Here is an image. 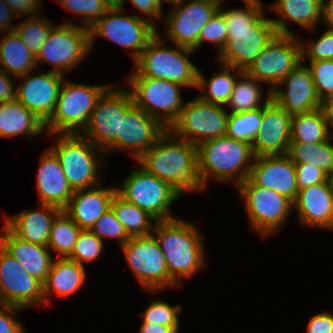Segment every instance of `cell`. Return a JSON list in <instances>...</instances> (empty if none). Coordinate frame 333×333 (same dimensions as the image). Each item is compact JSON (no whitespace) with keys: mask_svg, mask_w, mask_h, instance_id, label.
Wrapping results in <instances>:
<instances>
[{"mask_svg":"<svg viewBox=\"0 0 333 333\" xmlns=\"http://www.w3.org/2000/svg\"><path fill=\"white\" fill-rule=\"evenodd\" d=\"M9 74L0 69V103H7L16 99L13 83Z\"/></svg>","mask_w":333,"mask_h":333,"instance_id":"f5cc1de1","label":"cell"},{"mask_svg":"<svg viewBox=\"0 0 333 333\" xmlns=\"http://www.w3.org/2000/svg\"><path fill=\"white\" fill-rule=\"evenodd\" d=\"M134 105L161 121L168 129L178 118L184 104L180 96L181 85L164 79L142 77L137 71L128 76ZM164 111L166 115L162 118Z\"/></svg>","mask_w":333,"mask_h":333,"instance_id":"30bf717a","label":"cell"},{"mask_svg":"<svg viewBox=\"0 0 333 333\" xmlns=\"http://www.w3.org/2000/svg\"><path fill=\"white\" fill-rule=\"evenodd\" d=\"M121 247L129 267L148 291L177 285L168 274L165 256L154 235L130 237Z\"/></svg>","mask_w":333,"mask_h":333,"instance_id":"5bb4252c","label":"cell"},{"mask_svg":"<svg viewBox=\"0 0 333 333\" xmlns=\"http://www.w3.org/2000/svg\"><path fill=\"white\" fill-rule=\"evenodd\" d=\"M45 129V123L17 99L0 103V137L26 134L36 136Z\"/></svg>","mask_w":333,"mask_h":333,"instance_id":"f1b7e54d","label":"cell"},{"mask_svg":"<svg viewBox=\"0 0 333 333\" xmlns=\"http://www.w3.org/2000/svg\"><path fill=\"white\" fill-rule=\"evenodd\" d=\"M179 327L142 323L139 333H178Z\"/></svg>","mask_w":333,"mask_h":333,"instance_id":"9f6ffc18","label":"cell"},{"mask_svg":"<svg viewBox=\"0 0 333 333\" xmlns=\"http://www.w3.org/2000/svg\"><path fill=\"white\" fill-rule=\"evenodd\" d=\"M129 90L107 88L98 98L90 120L83 130L92 144L101 152L120 149L121 117L134 105Z\"/></svg>","mask_w":333,"mask_h":333,"instance_id":"52a82bcc","label":"cell"},{"mask_svg":"<svg viewBox=\"0 0 333 333\" xmlns=\"http://www.w3.org/2000/svg\"><path fill=\"white\" fill-rule=\"evenodd\" d=\"M326 1V3L324 2ZM321 17L328 28L333 29V0H322Z\"/></svg>","mask_w":333,"mask_h":333,"instance_id":"680465c9","label":"cell"},{"mask_svg":"<svg viewBox=\"0 0 333 333\" xmlns=\"http://www.w3.org/2000/svg\"><path fill=\"white\" fill-rule=\"evenodd\" d=\"M122 184L121 190L117 188V194L125 201L145 210L155 222L174 218L168 210L179 196L168 182L147 173L140 166L131 172Z\"/></svg>","mask_w":333,"mask_h":333,"instance_id":"9c48e42d","label":"cell"},{"mask_svg":"<svg viewBox=\"0 0 333 333\" xmlns=\"http://www.w3.org/2000/svg\"><path fill=\"white\" fill-rule=\"evenodd\" d=\"M61 135V136H60ZM57 146L50 149L58 157L65 177L72 189H87L93 183L100 186L97 181L99 160L96 159L92 144L81 134H60ZM93 147V148H92ZM98 182V183H97Z\"/></svg>","mask_w":333,"mask_h":333,"instance_id":"9a60e30c","label":"cell"},{"mask_svg":"<svg viewBox=\"0 0 333 333\" xmlns=\"http://www.w3.org/2000/svg\"><path fill=\"white\" fill-rule=\"evenodd\" d=\"M103 249V241L91 230H81L71 255L68 257L83 265L82 261L90 262L99 257Z\"/></svg>","mask_w":333,"mask_h":333,"instance_id":"60d3db41","label":"cell"},{"mask_svg":"<svg viewBox=\"0 0 333 333\" xmlns=\"http://www.w3.org/2000/svg\"><path fill=\"white\" fill-rule=\"evenodd\" d=\"M106 89V86L64 82L55 111L45 123V127L52 134H79L77 128L81 131L86 128L98 98Z\"/></svg>","mask_w":333,"mask_h":333,"instance_id":"8992f818","label":"cell"},{"mask_svg":"<svg viewBox=\"0 0 333 333\" xmlns=\"http://www.w3.org/2000/svg\"><path fill=\"white\" fill-rule=\"evenodd\" d=\"M11 12L9 6L3 0H0V31H4L6 28L9 32L15 31L16 27L11 28Z\"/></svg>","mask_w":333,"mask_h":333,"instance_id":"11a10c76","label":"cell"},{"mask_svg":"<svg viewBox=\"0 0 333 333\" xmlns=\"http://www.w3.org/2000/svg\"><path fill=\"white\" fill-rule=\"evenodd\" d=\"M91 231L102 240L105 237H115L123 246L129 236L123 228L122 224L117 220V217L112 208L108 209L95 223Z\"/></svg>","mask_w":333,"mask_h":333,"instance_id":"f6af8a7d","label":"cell"},{"mask_svg":"<svg viewBox=\"0 0 333 333\" xmlns=\"http://www.w3.org/2000/svg\"><path fill=\"white\" fill-rule=\"evenodd\" d=\"M137 161L147 173L168 182L178 196L206 187L200 175L197 146L169 129Z\"/></svg>","mask_w":333,"mask_h":333,"instance_id":"7a4b0ae2","label":"cell"},{"mask_svg":"<svg viewBox=\"0 0 333 333\" xmlns=\"http://www.w3.org/2000/svg\"><path fill=\"white\" fill-rule=\"evenodd\" d=\"M328 181L333 192V172L328 176Z\"/></svg>","mask_w":333,"mask_h":333,"instance_id":"94428289","label":"cell"},{"mask_svg":"<svg viewBox=\"0 0 333 333\" xmlns=\"http://www.w3.org/2000/svg\"><path fill=\"white\" fill-rule=\"evenodd\" d=\"M166 130V126L161 121L133 105L121 117L120 149H130L137 160Z\"/></svg>","mask_w":333,"mask_h":333,"instance_id":"603a6c76","label":"cell"},{"mask_svg":"<svg viewBox=\"0 0 333 333\" xmlns=\"http://www.w3.org/2000/svg\"><path fill=\"white\" fill-rule=\"evenodd\" d=\"M58 2L73 13L84 15L83 23L87 28H90L109 10L103 0H58Z\"/></svg>","mask_w":333,"mask_h":333,"instance_id":"b9f144b4","label":"cell"},{"mask_svg":"<svg viewBox=\"0 0 333 333\" xmlns=\"http://www.w3.org/2000/svg\"><path fill=\"white\" fill-rule=\"evenodd\" d=\"M43 154L38 168L37 188L41 204L53 205L64 209L74 190L68 183L60 161L49 149Z\"/></svg>","mask_w":333,"mask_h":333,"instance_id":"cb8c5ba5","label":"cell"},{"mask_svg":"<svg viewBox=\"0 0 333 333\" xmlns=\"http://www.w3.org/2000/svg\"><path fill=\"white\" fill-rule=\"evenodd\" d=\"M0 246L13 256L34 278L45 282L53 261L47 246L24 241L6 225L0 235Z\"/></svg>","mask_w":333,"mask_h":333,"instance_id":"4316f807","label":"cell"},{"mask_svg":"<svg viewBox=\"0 0 333 333\" xmlns=\"http://www.w3.org/2000/svg\"><path fill=\"white\" fill-rule=\"evenodd\" d=\"M90 49L89 28L77 27L71 22L52 27L45 43L35 56L37 66L46 61L55 66L54 72L64 74L73 69Z\"/></svg>","mask_w":333,"mask_h":333,"instance_id":"4fadbf2b","label":"cell"},{"mask_svg":"<svg viewBox=\"0 0 333 333\" xmlns=\"http://www.w3.org/2000/svg\"><path fill=\"white\" fill-rule=\"evenodd\" d=\"M307 329L308 333H333V315L324 312L313 316Z\"/></svg>","mask_w":333,"mask_h":333,"instance_id":"f907efd6","label":"cell"},{"mask_svg":"<svg viewBox=\"0 0 333 333\" xmlns=\"http://www.w3.org/2000/svg\"><path fill=\"white\" fill-rule=\"evenodd\" d=\"M281 15L280 19H272L278 34H292L286 23V18L312 29L321 18L322 0H278L274 8ZM286 17V18H285Z\"/></svg>","mask_w":333,"mask_h":333,"instance_id":"4dcf8cb0","label":"cell"},{"mask_svg":"<svg viewBox=\"0 0 333 333\" xmlns=\"http://www.w3.org/2000/svg\"><path fill=\"white\" fill-rule=\"evenodd\" d=\"M0 39V63L7 74L21 77L36 67L35 55L24 45L18 34L8 32ZM4 68V69H3Z\"/></svg>","mask_w":333,"mask_h":333,"instance_id":"1f68e13d","label":"cell"},{"mask_svg":"<svg viewBox=\"0 0 333 333\" xmlns=\"http://www.w3.org/2000/svg\"><path fill=\"white\" fill-rule=\"evenodd\" d=\"M292 118L272 99V91L263 104L262 125L252 142L255 156L285 155L291 143Z\"/></svg>","mask_w":333,"mask_h":333,"instance_id":"d6986e66","label":"cell"},{"mask_svg":"<svg viewBox=\"0 0 333 333\" xmlns=\"http://www.w3.org/2000/svg\"><path fill=\"white\" fill-rule=\"evenodd\" d=\"M294 34H277L255 58L246 72L258 82H268L271 91L302 62V43Z\"/></svg>","mask_w":333,"mask_h":333,"instance_id":"7c38bea8","label":"cell"},{"mask_svg":"<svg viewBox=\"0 0 333 333\" xmlns=\"http://www.w3.org/2000/svg\"><path fill=\"white\" fill-rule=\"evenodd\" d=\"M294 164H310L328 176L333 172V144L330 137L317 143H290L286 154Z\"/></svg>","mask_w":333,"mask_h":333,"instance_id":"d6a6232c","label":"cell"},{"mask_svg":"<svg viewBox=\"0 0 333 333\" xmlns=\"http://www.w3.org/2000/svg\"><path fill=\"white\" fill-rule=\"evenodd\" d=\"M241 81H236L233 91L228 101V106L231 107L230 113L247 112L262 108L260 101L262 94L259 84L254 77H251L246 71L238 69Z\"/></svg>","mask_w":333,"mask_h":333,"instance_id":"d590c367","label":"cell"},{"mask_svg":"<svg viewBox=\"0 0 333 333\" xmlns=\"http://www.w3.org/2000/svg\"><path fill=\"white\" fill-rule=\"evenodd\" d=\"M320 109L324 115V119L327 125L333 127V95L321 100Z\"/></svg>","mask_w":333,"mask_h":333,"instance_id":"6f0895ef","label":"cell"},{"mask_svg":"<svg viewBox=\"0 0 333 333\" xmlns=\"http://www.w3.org/2000/svg\"><path fill=\"white\" fill-rule=\"evenodd\" d=\"M251 157H255L252 144L227 135L206 140L197 146L199 170L205 186L210 174L221 181L230 180L233 176L239 175L235 179L238 186L249 176L253 165V162L249 163ZM244 164H247L246 168Z\"/></svg>","mask_w":333,"mask_h":333,"instance_id":"277c9868","label":"cell"},{"mask_svg":"<svg viewBox=\"0 0 333 333\" xmlns=\"http://www.w3.org/2000/svg\"><path fill=\"white\" fill-rule=\"evenodd\" d=\"M152 232L162 250L170 278L178 285V278H188L204 265L201 235L193 224L176 218L154 222Z\"/></svg>","mask_w":333,"mask_h":333,"instance_id":"3957f363","label":"cell"},{"mask_svg":"<svg viewBox=\"0 0 333 333\" xmlns=\"http://www.w3.org/2000/svg\"><path fill=\"white\" fill-rule=\"evenodd\" d=\"M228 28L224 15L218 10L217 13L201 29L198 37V47L203 41H210L218 45L220 52L227 43Z\"/></svg>","mask_w":333,"mask_h":333,"instance_id":"bcb514c9","label":"cell"},{"mask_svg":"<svg viewBox=\"0 0 333 333\" xmlns=\"http://www.w3.org/2000/svg\"><path fill=\"white\" fill-rule=\"evenodd\" d=\"M0 306V333H25L20 322L13 319L15 312L21 307L1 304ZM6 311V312H5ZM8 314L10 315H7Z\"/></svg>","mask_w":333,"mask_h":333,"instance_id":"681fc988","label":"cell"},{"mask_svg":"<svg viewBox=\"0 0 333 333\" xmlns=\"http://www.w3.org/2000/svg\"><path fill=\"white\" fill-rule=\"evenodd\" d=\"M122 9H109L107 13L97 20L90 28V48L92 39L97 34L103 38L132 49L136 61L149 42L157 35V28L148 18L135 16H121ZM110 16H109V15ZM134 49V50H133Z\"/></svg>","mask_w":333,"mask_h":333,"instance_id":"8fae6325","label":"cell"},{"mask_svg":"<svg viewBox=\"0 0 333 333\" xmlns=\"http://www.w3.org/2000/svg\"><path fill=\"white\" fill-rule=\"evenodd\" d=\"M307 50L302 44V57L307 56L311 62L333 60V29H328L318 41H311Z\"/></svg>","mask_w":333,"mask_h":333,"instance_id":"7dc6e473","label":"cell"},{"mask_svg":"<svg viewBox=\"0 0 333 333\" xmlns=\"http://www.w3.org/2000/svg\"><path fill=\"white\" fill-rule=\"evenodd\" d=\"M263 107L239 113H229L227 136L252 144L262 125Z\"/></svg>","mask_w":333,"mask_h":333,"instance_id":"f35d334b","label":"cell"},{"mask_svg":"<svg viewBox=\"0 0 333 333\" xmlns=\"http://www.w3.org/2000/svg\"><path fill=\"white\" fill-rule=\"evenodd\" d=\"M247 9L219 11L228 28L227 43L220 52L221 65L246 71L263 48L278 34L272 19L265 18L259 0H244Z\"/></svg>","mask_w":333,"mask_h":333,"instance_id":"6da1fadb","label":"cell"},{"mask_svg":"<svg viewBox=\"0 0 333 333\" xmlns=\"http://www.w3.org/2000/svg\"><path fill=\"white\" fill-rule=\"evenodd\" d=\"M180 305L170 306L166 302L155 300L140 316L144 317L143 323L179 327L178 314L181 312Z\"/></svg>","mask_w":333,"mask_h":333,"instance_id":"7bdbcfd3","label":"cell"},{"mask_svg":"<svg viewBox=\"0 0 333 333\" xmlns=\"http://www.w3.org/2000/svg\"><path fill=\"white\" fill-rule=\"evenodd\" d=\"M251 226L261 235L272 234L286 220L293 202L274 190L255 185L249 178L238 185Z\"/></svg>","mask_w":333,"mask_h":333,"instance_id":"2e32d148","label":"cell"},{"mask_svg":"<svg viewBox=\"0 0 333 333\" xmlns=\"http://www.w3.org/2000/svg\"><path fill=\"white\" fill-rule=\"evenodd\" d=\"M44 303L43 283L0 246V305L21 307Z\"/></svg>","mask_w":333,"mask_h":333,"instance_id":"e0dca14e","label":"cell"},{"mask_svg":"<svg viewBox=\"0 0 333 333\" xmlns=\"http://www.w3.org/2000/svg\"><path fill=\"white\" fill-rule=\"evenodd\" d=\"M184 2L177 0L173 3L177 8L166 17L167 36L176 46L195 50L201 29L217 13L219 5L209 0H191L183 7Z\"/></svg>","mask_w":333,"mask_h":333,"instance_id":"ac0fdd59","label":"cell"},{"mask_svg":"<svg viewBox=\"0 0 333 333\" xmlns=\"http://www.w3.org/2000/svg\"><path fill=\"white\" fill-rule=\"evenodd\" d=\"M248 178L257 186L276 191L292 202L298 195L295 164L285 155L255 156Z\"/></svg>","mask_w":333,"mask_h":333,"instance_id":"44dd1931","label":"cell"},{"mask_svg":"<svg viewBox=\"0 0 333 333\" xmlns=\"http://www.w3.org/2000/svg\"><path fill=\"white\" fill-rule=\"evenodd\" d=\"M84 266L69 258L52 261L49 273L43 283L44 302L47 295L55 292L58 296L70 295L77 291L85 280Z\"/></svg>","mask_w":333,"mask_h":333,"instance_id":"f546056e","label":"cell"},{"mask_svg":"<svg viewBox=\"0 0 333 333\" xmlns=\"http://www.w3.org/2000/svg\"><path fill=\"white\" fill-rule=\"evenodd\" d=\"M298 190L328 181V175L320 168L308 164H295Z\"/></svg>","mask_w":333,"mask_h":333,"instance_id":"c3c4849f","label":"cell"},{"mask_svg":"<svg viewBox=\"0 0 333 333\" xmlns=\"http://www.w3.org/2000/svg\"><path fill=\"white\" fill-rule=\"evenodd\" d=\"M328 130L320 108L292 117L291 143L310 144L326 141L333 137Z\"/></svg>","mask_w":333,"mask_h":333,"instance_id":"e575fe53","label":"cell"},{"mask_svg":"<svg viewBox=\"0 0 333 333\" xmlns=\"http://www.w3.org/2000/svg\"><path fill=\"white\" fill-rule=\"evenodd\" d=\"M293 206L304 225L333 229V192L329 181L299 190Z\"/></svg>","mask_w":333,"mask_h":333,"instance_id":"484cf974","label":"cell"},{"mask_svg":"<svg viewBox=\"0 0 333 333\" xmlns=\"http://www.w3.org/2000/svg\"><path fill=\"white\" fill-rule=\"evenodd\" d=\"M111 208L129 237L151 235L149 230L154 229L155 225H152V221L155 219L145 210L125 201L117 193L112 199Z\"/></svg>","mask_w":333,"mask_h":333,"instance_id":"836d02e7","label":"cell"},{"mask_svg":"<svg viewBox=\"0 0 333 333\" xmlns=\"http://www.w3.org/2000/svg\"><path fill=\"white\" fill-rule=\"evenodd\" d=\"M160 2H162V0H159ZM163 1H166V2H168V3H175L177 0H163Z\"/></svg>","mask_w":333,"mask_h":333,"instance_id":"be15d7a7","label":"cell"},{"mask_svg":"<svg viewBox=\"0 0 333 333\" xmlns=\"http://www.w3.org/2000/svg\"><path fill=\"white\" fill-rule=\"evenodd\" d=\"M222 107L198 97L183 106L178 118L168 129L196 146L206 140L225 136L229 113Z\"/></svg>","mask_w":333,"mask_h":333,"instance_id":"ba28073f","label":"cell"},{"mask_svg":"<svg viewBox=\"0 0 333 333\" xmlns=\"http://www.w3.org/2000/svg\"><path fill=\"white\" fill-rule=\"evenodd\" d=\"M81 229L75 222L62 210L53 221L50 237L47 244L48 248L55 249L62 255L61 258H68L77 241Z\"/></svg>","mask_w":333,"mask_h":333,"instance_id":"8d00e7d4","label":"cell"},{"mask_svg":"<svg viewBox=\"0 0 333 333\" xmlns=\"http://www.w3.org/2000/svg\"><path fill=\"white\" fill-rule=\"evenodd\" d=\"M309 69L320 100L333 95V60L311 62Z\"/></svg>","mask_w":333,"mask_h":333,"instance_id":"ee69618b","label":"cell"},{"mask_svg":"<svg viewBox=\"0 0 333 333\" xmlns=\"http://www.w3.org/2000/svg\"><path fill=\"white\" fill-rule=\"evenodd\" d=\"M109 9H123L124 0H103Z\"/></svg>","mask_w":333,"mask_h":333,"instance_id":"91938a15","label":"cell"},{"mask_svg":"<svg viewBox=\"0 0 333 333\" xmlns=\"http://www.w3.org/2000/svg\"><path fill=\"white\" fill-rule=\"evenodd\" d=\"M300 62L281 82L287 91L272 90V99L284 108L290 117L301 116L320 108L321 100L317 94L309 67Z\"/></svg>","mask_w":333,"mask_h":333,"instance_id":"ffe728a7","label":"cell"},{"mask_svg":"<svg viewBox=\"0 0 333 333\" xmlns=\"http://www.w3.org/2000/svg\"><path fill=\"white\" fill-rule=\"evenodd\" d=\"M38 15H30V19L25 20L16 26L15 32L24 45L36 56L47 36L52 29V24L47 19H38Z\"/></svg>","mask_w":333,"mask_h":333,"instance_id":"ab89813d","label":"cell"},{"mask_svg":"<svg viewBox=\"0 0 333 333\" xmlns=\"http://www.w3.org/2000/svg\"><path fill=\"white\" fill-rule=\"evenodd\" d=\"M163 43L157 33L135 61L137 72L142 77L164 79L184 87H197L199 70L187 57L194 50L182 46H177L178 50L165 49Z\"/></svg>","mask_w":333,"mask_h":333,"instance_id":"5b68a950","label":"cell"},{"mask_svg":"<svg viewBox=\"0 0 333 333\" xmlns=\"http://www.w3.org/2000/svg\"><path fill=\"white\" fill-rule=\"evenodd\" d=\"M29 74L21 76L25 82L15 90L16 99L46 123L55 111L64 76L54 71L35 77Z\"/></svg>","mask_w":333,"mask_h":333,"instance_id":"7402d4cb","label":"cell"},{"mask_svg":"<svg viewBox=\"0 0 333 333\" xmlns=\"http://www.w3.org/2000/svg\"><path fill=\"white\" fill-rule=\"evenodd\" d=\"M4 2L12 10V15L30 14L39 7V0H4Z\"/></svg>","mask_w":333,"mask_h":333,"instance_id":"816d5d0a","label":"cell"},{"mask_svg":"<svg viewBox=\"0 0 333 333\" xmlns=\"http://www.w3.org/2000/svg\"><path fill=\"white\" fill-rule=\"evenodd\" d=\"M44 211H25L16 216L6 217L5 225L20 239L47 246L50 230L57 216L62 209L53 205L41 204Z\"/></svg>","mask_w":333,"mask_h":333,"instance_id":"83f0119b","label":"cell"},{"mask_svg":"<svg viewBox=\"0 0 333 333\" xmlns=\"http://www.w3.org/2000/svg\"><path fill=\"white\" fill-rule=\"evenodd\" d=\"M131 2L137 9L152 16L153 18L158 19L162 16V3L159 0H131Z\"/></svg>","mask_w":333,"mask_h":333,"instance_id":"db71d44e","label":"cell"},{"mask_svg":"<svg viewBox=\"0 0 333 333\" xmlns=\"http://www.w3.org/2000/svg\"><path fill=\"white\" fill-rule=\"evenodd\" d=\"M209 1L215 2V3H217L219 6H220V4H221V2H222V0H209Z\"/></svg>","mask_w":333,"mask_h":333,"instance_id":"6125c7cd","label":"cell"},{"mask_svg":"<svg viewBox=\"0 0 333 333\" xmlns=\"http://www.w3.org/2000/svg\"><path fill=\"white\" fill-rule=\"evenodd\" d=\"M75 190L63 211L81 230H91L96 221L111 208L117 188Z\"/></svg>","mask_w":333,"mask_h":333,"instance_id":"d4e9b609","label":"cell"},{"mask_svg":"<svg viewBox=\"0 0 333 333\" xmlns=\"http://www.w3.org/2000/svg\"><path fill=\"white\" fill-rule=\"evenodd\" d=\"M222 71L211 77L210 82L205 80L203 75L198 71L197 87L203 89L208 87V94L199 96V98L207 103L225 105L228 103L231 93L236 82L235 76L230 74V71L235 70L231 66L222 65Z\"/></svg>","mask_w":333,"mask_h":333,"instance_id":"74e56055","label":"cell"}]
</instances>
